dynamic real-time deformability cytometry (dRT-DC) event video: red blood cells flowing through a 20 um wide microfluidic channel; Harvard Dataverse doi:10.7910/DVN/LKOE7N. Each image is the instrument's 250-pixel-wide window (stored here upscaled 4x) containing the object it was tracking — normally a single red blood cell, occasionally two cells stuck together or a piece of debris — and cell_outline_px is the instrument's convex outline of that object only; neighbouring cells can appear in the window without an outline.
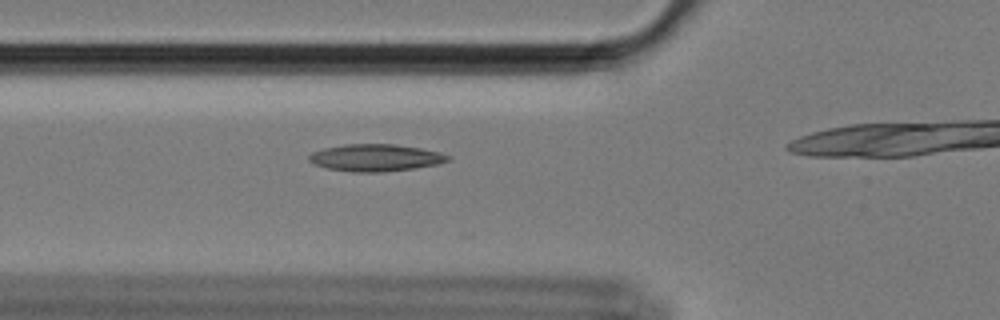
{"species": "Egyptian fruit bat (a non-hibernating species)", "species_latin": "Rousettus aegyptiacus", "temperature_condition": "cold", "stored_images_in_passage": 16, "camera_frame_rate_fps": 3000, "um_per_image_px": 0.085, "animal": {"sex": "female"}, "frame": {"image": 1, "passage_image": 6, "time_ms": 1.667, "image_size_px": [1000, 320], "cell_outline_px": [[452, 160], [440, 164], [416, 168], [380, 172], [352, 172], [328, 168], [316, 164], [308, 160], [308, 156], [312, 152], [324, 148], [344, 144], [396, 144], [420, 148], [440, 152], [452, 156]], "centroid_in_image_um": [31.98, 13.4], "position_along_channel_um": 93.8, "area_um2": 22.08}}
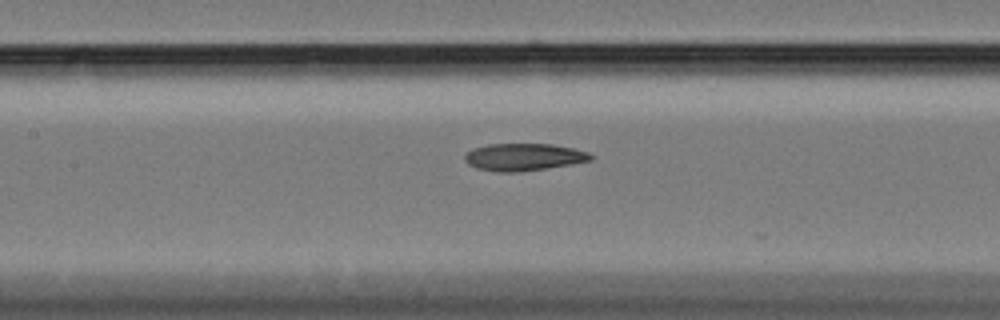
{"frame": {"image": 2, "passage_image": 12, "time_ms": 3.667, "image_size_px": [1000, 320], "cell_outline_px": [[596, 156], [592, 160], [572, 164], [520, 172], [500, 172], [476, 168], [468, 164], [464, 160], [464, 156], [472, 148], [488, 144], [552, 144], [572, 148], [588, 152]], "centroid_in_image_um": [44.52, 13.35], "position_along_channel_um": 162.9, "area_um2": 20.11}}
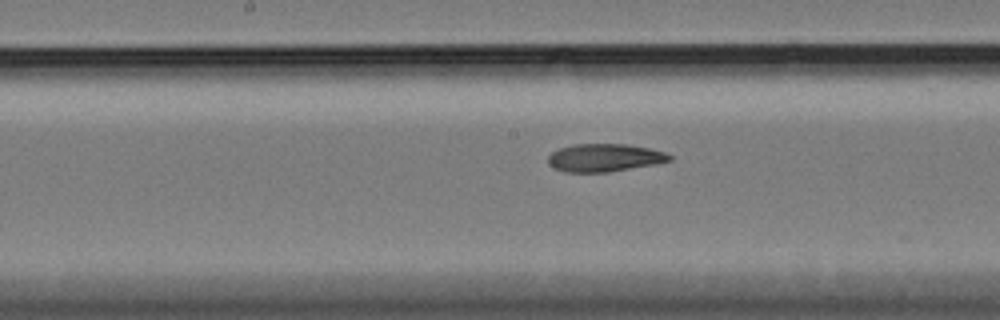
{"frame": {"image": 3, "passage_image": 15, "time_ms": 4.667, "image_size_px": [1000, 320], "cell_outline_px": [[672, 160], [656, 164], [608, 172], [564, 172], [548, 164], [548, 156], [552, 152], [560, 148], [572, 144], [624, 144], [648, 148], [664, 152], [672, 156]], "centroid_in_image_um": [51.37, 13.41], "position_along_channel_um": 196.8, "area_um2": 19.65}}